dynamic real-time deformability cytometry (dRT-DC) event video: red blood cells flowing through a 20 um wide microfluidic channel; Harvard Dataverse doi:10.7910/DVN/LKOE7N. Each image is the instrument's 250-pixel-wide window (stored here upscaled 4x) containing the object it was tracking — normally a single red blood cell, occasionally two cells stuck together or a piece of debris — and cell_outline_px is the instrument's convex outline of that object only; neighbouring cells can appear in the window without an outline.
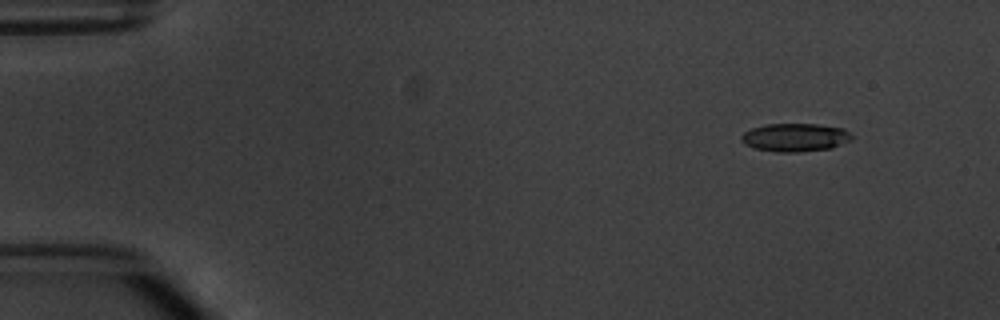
{"species": "common noctule bat (a hibernating species)", "species_latin": "Nyctalus noctula", "temperature_condition": "warm", "stored_images_in_passage": 4, "camera_frame_rate_fps": 3000, "um_per_image_px": 0.085, "animal": {"sex": "male", "body_mass_g": 20.1, "forearm_length_mm": 53.5}, "frame": {"image": 1, "passage_image": 1, "time_ms": 0.0, "image_size_px": [1000, 320], "cell_outline_px": [[852, 140], [832, 148], [800, 152], [776, 152], [756, 148], [744, 144], [740, 140], [740, 136], [744, 132], [752, 128], [764, 124], [816, 124], [844, 128], [852, 136]], "centroid_in_image_um": [67.58, 11.68], "position_along_channel_um": 17.4, "area_um2": 18.26}}
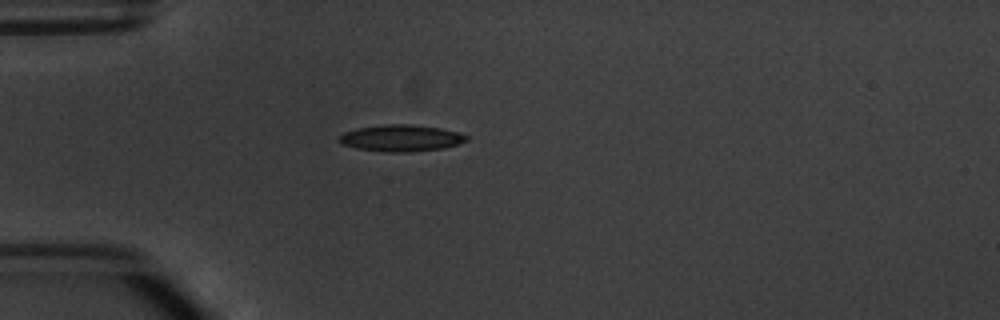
{"frame": {"image": 2, "passage_image": 4, "time_ms": 3.333, "image_size_px": [1000, 320], "cell_outline_px": [[468, 140], [444, 148], [408, 152], [384, 152], [356, 148], [340, 144], [336, 140], [344, 132], [360, 128], [388, 124], [412, 124], [440, 128], [460, 132], [468, 136]], "centroid_in_image_um": [34.08, 11.74], "position_along_channel_um": 50.9, "area_um2": 19.77}}